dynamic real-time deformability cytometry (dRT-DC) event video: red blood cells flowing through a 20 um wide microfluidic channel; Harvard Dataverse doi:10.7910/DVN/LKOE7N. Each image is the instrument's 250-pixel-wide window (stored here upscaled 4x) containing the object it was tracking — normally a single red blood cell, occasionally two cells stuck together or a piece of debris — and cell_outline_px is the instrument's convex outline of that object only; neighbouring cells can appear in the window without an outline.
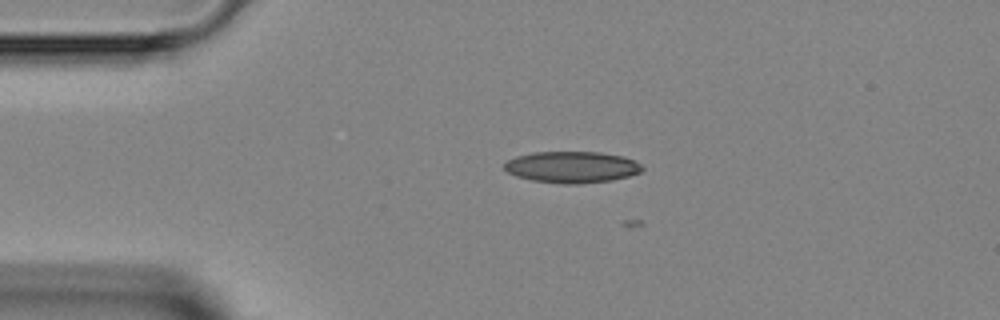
{"species": "Egyptian fruit bat (a non-hibernating species)", "species_latin": "Rousettus aegyptiacus", "temperature_condition": "room temperature", "stored_images_in_passage": 5, "camera_frame_rate_fps": 3000, "um_per_image_px": 0.085, "animal": {"sex": "female"}, "frame": {"image": 1, "passage_image": 1, "time_ms": 0.0, "image_size_px": [1000, 320], "cell_outline_px": [[644, 168], [640, 172], [628, 176], [612, 180], [580, 184], [564, 184], [532, 180], [516, 176], [508, 172], [504, 168], [504, 164], [508, 160], [516, 156], [532, 152], [600, 152], [624, 156], [640, 164]], "centroid_in_image_um": [48.6, 14.2], "position_along_channel_um": 36.4, "area_um2": 25.26}}